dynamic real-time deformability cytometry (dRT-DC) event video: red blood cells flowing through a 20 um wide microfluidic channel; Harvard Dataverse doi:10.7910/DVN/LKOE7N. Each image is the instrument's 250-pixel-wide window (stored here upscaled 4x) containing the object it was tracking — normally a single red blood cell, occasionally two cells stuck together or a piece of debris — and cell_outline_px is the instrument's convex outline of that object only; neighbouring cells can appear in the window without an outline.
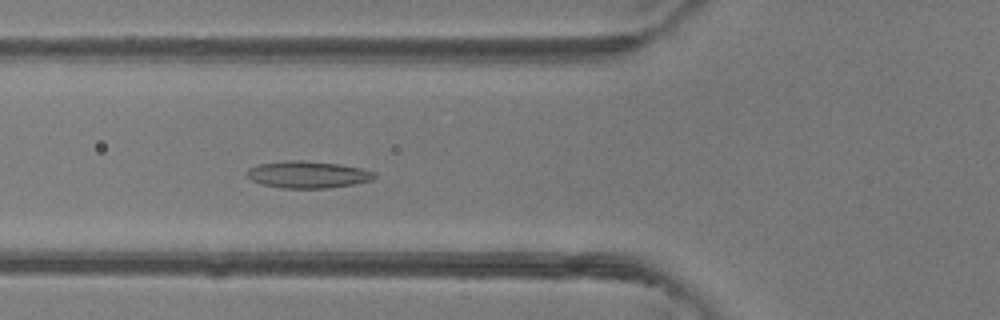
{"species": "common noctule bat (a hibernating species)", "species_latin": "Nyctalus noctula", "temperature_condition": "room temperature", "stored_images_in_passage": 47, "camera_frame_rate_fps": 3000, "um_per_image_px": 0.085, "animal": {"sex": "female"}, "frame": {"image": 1, "passage_image": 17, "time_ms": 5.333, "image_size_px": [1000, 320], "cell_outline_px": [[376, 176], [372, 180], [352, 184], [328, 188], [280, 188], [260, 184], [248, 180], [244, 176], [244, 172], [248, 168], [260, 164], [284, 160], [304, 160], [336, 164], [360, 168], [376, 172]], "centroid_in_image_um": [26.06, 14.84], "position_along_channel_um": 99.7, "area_um2": 20.29}}
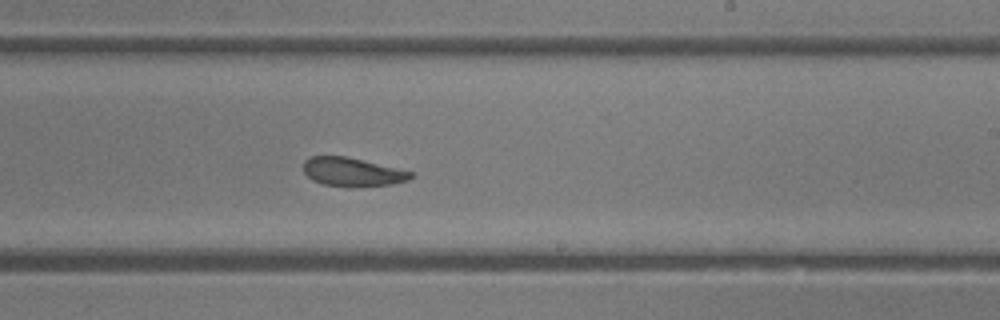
{"frame": {"image": 2, "passage_image": 28, "time_ms": 9.0, "image_size_px": [1000, 320], "cell_outline_px": [[412, 176], [408, 180], [392, 184], [324, 184], [312, 180], [304, 172], [304, 160], [312, 156], [344, 156], [412, 172]], "centroid_in_image_um": [29.89, 14.57], "position_along_channel_um": 259.1, "area_um2": 16.76}}
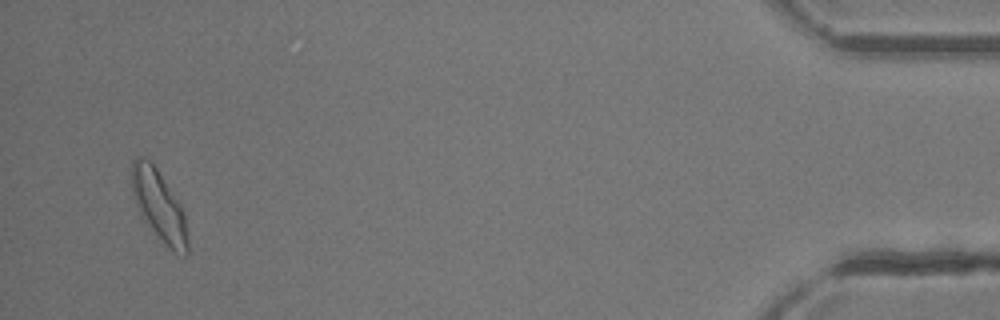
{"frame": {"image": 3, "passage_image": 45, "time_ms": 14.667, "image_size_px": [1000, 320], "cell_outline_px": [[188, 256], [184, 256], [176, 252], [144, 220], [136, 204], [132, 188], [132, 160], [140, 156], [144, 156], [156, 168], [180, 204], [184, 212], [188, 232]], "centroid_in_image_um": [13.54, 17.45], "position_along_channel_um": 421.7, "area_um2": 22.2}, "authors_computed_cell_mechanics": {"area_um2": 19.8832, "velocity_mm_per_s": 4.3433, "shape_relaxation_time_tau1_ms": 3.5495, "shape_relaxation_time_tau2_ms": 3.7487, "deformation_change_tau1": 0.1335, "deformation_change_tau2": 0.1156}}